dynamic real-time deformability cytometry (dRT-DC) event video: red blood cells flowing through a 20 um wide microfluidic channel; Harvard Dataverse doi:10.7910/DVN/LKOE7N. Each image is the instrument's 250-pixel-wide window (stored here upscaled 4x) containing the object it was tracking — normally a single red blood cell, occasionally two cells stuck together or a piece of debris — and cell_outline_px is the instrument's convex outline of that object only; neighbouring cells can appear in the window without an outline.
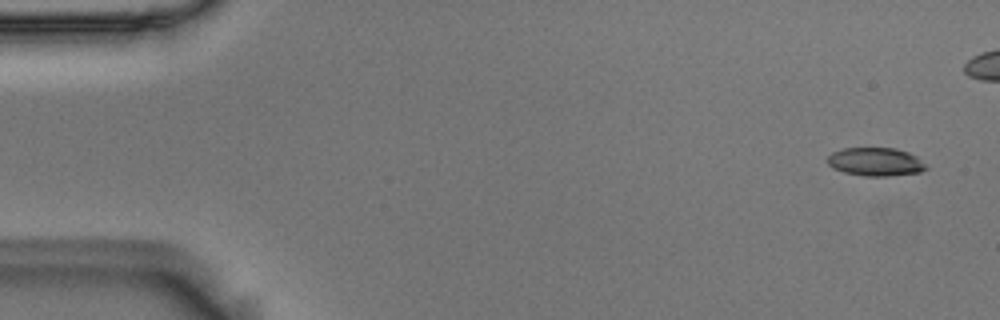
{"species": "Egyptian fruit bat (a non-hibernating species)", "species_latin": "Rousettus aegyptiacus", "temperature_condition": "room temperature", "stored_images_in_passage": 7, "segment_of_instrument_passage": [1, 2], "camera_frame_rate_fps": 3000, "um_per_image_px": 0.085, "animal": {"sex": "male"}, "frame": {"image": 1, "passage_image": 1, "time_ms": 0.0, "image_size_px": [1000, 320], "cell_outline_px": [[928, 168], [920, 172], [888, 176], [864, 176], [844, 172], [832, 168], [828, 164], [828, 156], [832, 152], [844, 148], [896, 148], [908, 152], [916, 156]], "centroid_in_image_um": [74.41, 13.75], "position_along_channel_um": 10.6, "area_um2": 16.24}}
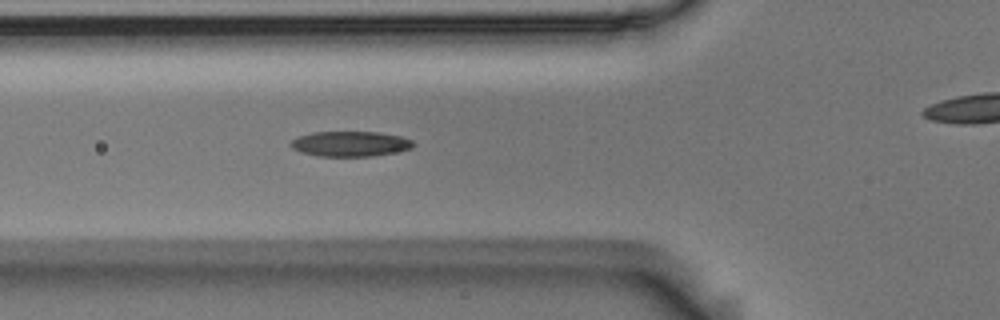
{"frame": {"image": 2, "passage_image": 6, "time_ms": 1.667, "image_size_px": [1000, 320], "cell_outline_px": [[416, 144], [412, 148], [372, 156], [316, 156], [300, 152], [292, 148], [288, 144], [292, 140], [300, 136], [312, 132], [380, 132], [400, 136], [412, 140]], "centroid_in_image_um": [29.75, 12.22], "position_along_channel_um": 96.1, "area_um2": 17.98}}